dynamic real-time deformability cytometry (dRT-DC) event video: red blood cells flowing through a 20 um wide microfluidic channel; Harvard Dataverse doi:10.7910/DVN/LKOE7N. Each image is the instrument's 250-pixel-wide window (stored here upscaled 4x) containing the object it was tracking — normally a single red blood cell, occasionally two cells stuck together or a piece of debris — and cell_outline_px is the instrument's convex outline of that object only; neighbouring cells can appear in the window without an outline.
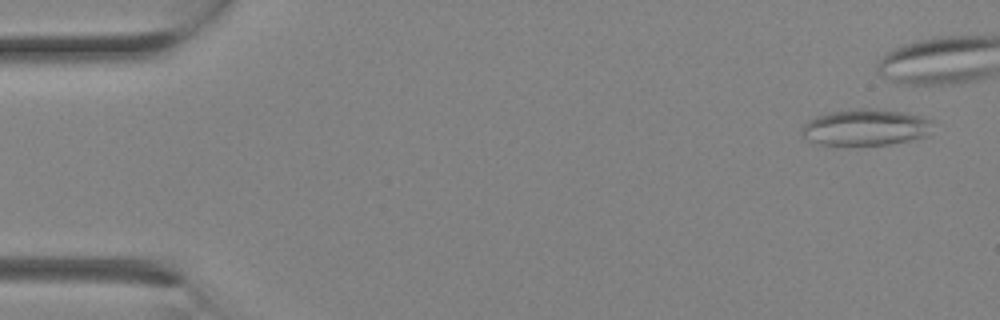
{"species": "Egyptian fruit bat (a non-hibernating species)", "species_latin": "Rousettus aegyptiacus", "temperature_condition": "room temperature", "stored_images_in_passage": 10, "camera_frame_rate_fps": 3000, "um_per_image_px": 0.085, "animal": {"sex": "female"}, "frame": {"image": 1, "passage_image": 1, "time_ms": 0.0, "image_size_px": [1000, 320], "cell_outline_px": [[932, 120], [928, 136], [888, 144], [820, 144], [808, 140], [800, 132], [804, 124], [808, 120], [816, 116], [832, 112], [856, 108], [868, 108], [904, 112], [920, 116]], "centroid_in_image_um": [73.56, 10.81], "position_along_channel_um": 11.4, "area_um2": 27.4}}